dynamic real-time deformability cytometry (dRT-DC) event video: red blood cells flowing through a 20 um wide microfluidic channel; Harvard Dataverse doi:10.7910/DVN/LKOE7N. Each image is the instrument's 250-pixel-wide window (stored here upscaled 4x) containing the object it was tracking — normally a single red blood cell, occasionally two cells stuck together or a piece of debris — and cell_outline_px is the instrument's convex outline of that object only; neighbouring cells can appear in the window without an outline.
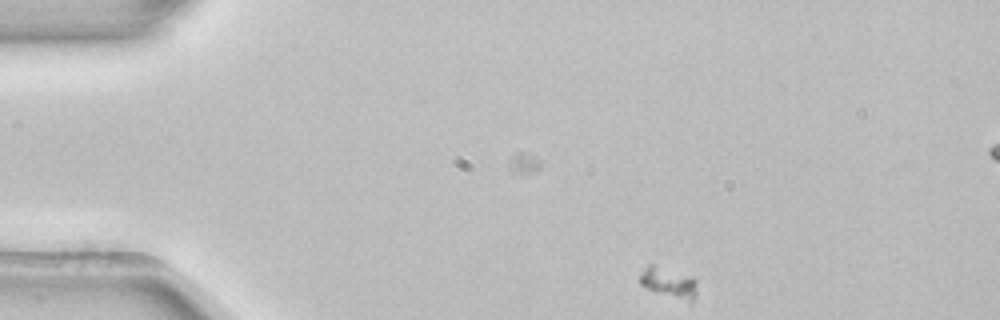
{"species": "common noctule bat (a hibernating species)", "species_latin": "Nyctalus noctula", "temperature_condition": "room temperature", "stored_images_in_passage": 47, "camera_frame_rate_fps": 3000, "um_per_image_px": 0.085, "animal": {"sex": "female", "body_mass_g": 22.7, "forearm_length_mm": 54.2}, "frame": {"image": 1, "passage_image": 1, "time_ms": 0.0, "image_size_px": [1000, 320], "cell_outline_px": [[696, 296], [692, 304], [656, 292], [640, 284], [640, 276], [644, 268], [648, 264], [652, 264], [692, 276], [696, 280]], "centroid_in_image_um": [56.89, 24.05], "position_along_channel_um": 28.1, "area_um2": 10.23}}
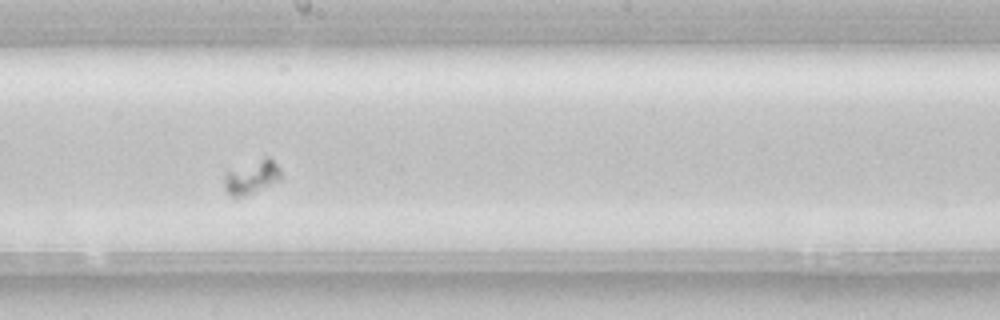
{"frame": {"image": 2, "passage_image": 22, "time_ms": 7.0, "image_size_px": [1000, 320], "cell_outline_px": [[284, 180], [244, 196], [232, 196], [224, 188], [224, 172], [264, 156], [268, 156], [280, 168]], "centroid_in_image_um": [21.44, 15.03], "position_along_channel_um": 226.8, "area_um2": 11.44}}
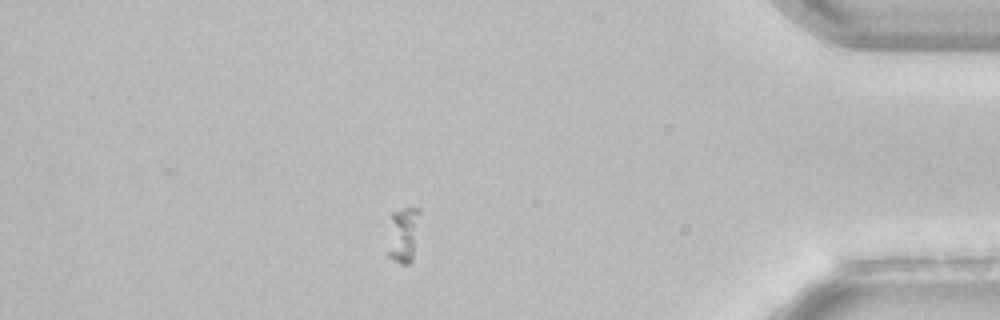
{"frame": {"image": 3, "passage_image": 39, "time_ms": 12.667, "image_size_px": [1000, 320], "cell_outline_px": [[420, 212], [412, 260], [408, 264], [400, 264], [392, 260], [388, 256], [388, 252], [392, 212], [404, 208], [420, 208]], "centroid_in_image_um": [34.28, 19.96], "position_along_channel_um": 400.9, "area_um2": 10.12}}